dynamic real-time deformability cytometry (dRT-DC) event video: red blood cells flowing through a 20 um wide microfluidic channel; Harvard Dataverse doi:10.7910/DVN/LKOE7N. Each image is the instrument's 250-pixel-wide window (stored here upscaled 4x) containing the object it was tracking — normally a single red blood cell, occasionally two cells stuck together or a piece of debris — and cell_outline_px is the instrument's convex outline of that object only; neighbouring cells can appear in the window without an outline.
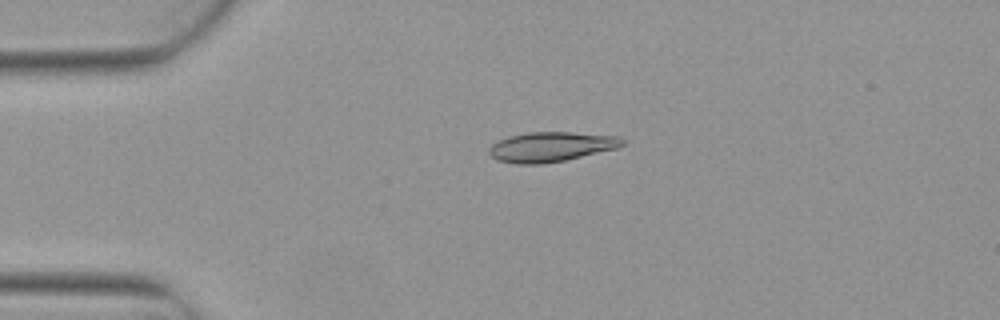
{"species": "Egyptian fruit bat (a non-hibernating species)", "species_latin": "Rousettus aegyptiacus", "temperature_condition": "warm", "stored_images_in_passage": 1, "camera_frame_rate_fps": 3000, "um_per_image_px": 0.085, "animal": {"sex": "female"}, "frame": {"image": 1, "passage_image": 1, "time_ms": 0.0, "image_size_px": [1000, 320], "cell_outline_px": [[624, 144], [616, 148], [564, 160], [540, 164], [516, 164], [496, 160], [488, 152], [488, 148], [492, 144], [508, 136], [528, 132], [568, 132], [620, 136], [624, 140]], "centroid_in_image_um": [46.8, 12.47], "position_along_channel_um": 38.2, "area_um2": 23.0}}